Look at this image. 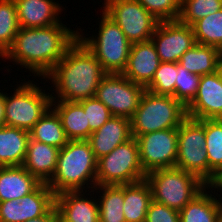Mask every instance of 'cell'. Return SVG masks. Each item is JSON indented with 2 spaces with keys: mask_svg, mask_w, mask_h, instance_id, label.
Returning a JSON list of instances; mask_svg holds the SVG:
<instances>
[{
  "mask_svg": "<svg viewBox=\"0 0 222 222\" xmlns=\"http://www.w3.org/2000/svg\"><path fill=\"white\" fill-rule=\"evenodd\" d=\"M64 23L19 28L12 46L1 57L2 61L8 60L15 67L21 66L19 69H27L30 74L27 76L44 79L78 39V28L72 30Z\"/></svg>",
  "mask_w": 222,
  "mask_h": 222,
  "instance_id": "6da1fadb",
  "label": "cell"
},
{
  "mask_svg": "<svg viewBox=\"0 0 222 222\" xmlns=\"http://www.w3.org/2000/svg\"><path fill=\"white\" fill-rule=\"evenodd\" d=\"M106 74L93 53L77 39L44 79L53 93L52 101L79 102L95 97Z\"/></svg>",
  "mask_w": 222,
  "mask_h": 222,
  "instance_id": "7a4b0ae2",
  "label": "cell"
},
{
  "mask_svg": "<svg viewBox=\"0 0 222 222\" xmlns=\"http://www.w3.org/2000/svg\"><path fill=\"white\" fill-rule=\"evenodd\" d=\"M97 158L87 140H69L60 149L55 173L47 184L55 195L96 186Z\"/></svg>",
  "mask_w": 222,
  "mask_h": 222,
  "instance_id": "3957f363",
  "label": "cell"
},
{
  "mask_svg": "<svg viewBox=\"0 0 222 222\" xmlns=\"http://www.w3.org/2000/svg\"><path fill=\"white\" fill-rule=\"evenodd\" d=\"M33 80L26 79L25 81L24 78L20 80L21 82H17V86L10 84V87H16L13 88V93L4 92V119L6 126L20 128L29 132L51 107L52 97L51 92H47L50 90L46 80L43 79L44 82H42V79H39L41 82L35 78ZM35 80L40 82L41 85L43 83L46 87L40 86V83Z\"/></svg>",
  "mask_w": 222,
  "mask_h": 222,
  "instance_id": "277c9868",
  "label": "cell"
},
{
  "mask_svg": "<svg viewBox=\"0 0 222 222\" xmlns=\"http://www.w3.org/2000/svg\"><path fill=\"white\" fill-rule=\"evenodd\" d=\"M102 12V13H101ZM98 25L92 36L84 33L78 26V39L93 53L106 73L122 74L128 62L131 42L121 28L102 10ZM87 36H85V35ZM97 34V35H96Z\"/></svg>",
  "mask_w": 222,
  "mask_h": 222,
  "instance_id": "5b68a950",
  "label": "cell"
},
{
  "mask_svg": "<svg viewBox=\"0 0 222 222\" xmlns=\"http://www.w3.org/2000/svg\"><path fill=\"white\" fill-rule=\"evenodd\" d=\"M187 118L186 107L171 95H157L145 90L131 118L132 137L178 128Z\"/></svg>",
  "mask_w": 222,
  "mask_h": 222,
  "instance_id": "8992f818",
  "label": "cell"
},
{
  "mask_svg": "<svg viewBox=\"0 0 222 222\" xmlns=\"http://www.w3.org/2000/svg\"><path fill=\"white\" fill-rule=\"evenodd\" d=\"M152 200L181 211L205 186L196 175L173 167L157 169L146 174Z\"/></svg>",
  "mask_w": 222,
  "mask_h": 222,
  "instance_id": "52a82bcc",
  "label": "cell"
},
{
  "mask_svg": "<svg viewBox=\"0 0 222 222\" xmlns=\"http://www.w3.org/2000/svg\"><path fill=\"white\" fill-rule=\"evenodd\" d=\"M145 177L135 137L118 145L97 161L96 186L132 184Z\"/></svg>",
  "mask_w": 222,
  "mask_h": 222,
  "instance_id": "ba28073f",
  "label": "cell"
},
{
  "mask_svg": "<svg viewBox=\"0 0 222 222\" xmlns=\"http://www.w3.org/2000/svg\"><path fill=\"white\" fill-rule=\"evenodd\" d=\"M204 120L187 117L178 127V152L175 167L193 173L208 185V154Z\"/></svg>",
  "mask_w": 222,
  "mask_h": 222,
  "instance_id": "9c48e42d",
  "label": "cell"
},
{
  "mask_svg": "<svg viewBox=\"0 0 222 222\" xmlns=\"http://www.w3.org/2000/svg\"><path fill=\"white\" fill-rule=\"evenodd\" d=\"M101 10L121 28L132 44L151 40L160 22L136 0H104Z\"/></svg>",
  "mask_w": 222,
  "mask_h": 222,
  "instance_id": "30bf717a",
  "label": "cell"
},
{
  "mask_svg": "<svg viewBox=\"0 0 222 222\" xmlns=\"http://www.w3.org/2000/svg\"><path fill=\"white\" fill-rule=\"evenodd\" d=\"M144 91L143 86L123 74L107 73L98 85L95 97L109 109L112 116L131 119Z\"/></svg>",
  "mask_w": 222,
  "mask_h": 222,
  "instance_id": "8fae6325",
  "label": "cell"
},
{
  "mask_svg": "<svg viewBox=\"0 0 222 222\" xmlns=\"http://www.w3.org/2000/svg\"><path fill=\"white\" fill-rule=\"evenodd\" d=\"M140 162L147 174L157 169L173 168L178 152V128L146 133L136 138Z\"/></svg>",
  "mask_w": 222,
  "mask_h": 222,
  "instance_id": "7c38bea8",
  "label": "cell"
},
{
  "mask_svg": "<svg viewBox=\"0 0 222 222\" xmlns=\"http://www.w3.org/2000/svg\"><path fill=\"white\" fill-rule=\"evenodd\" d=\"M151 40L161 62L178 63L181 56L195 44L193 28L176 21H160Z\"/></svg>",
  "mask_w": 222,
  "mask_h": 222,
  "instance_id": "4fadbf2b",
  "label": "cell"
},
{
  "mask_svg": "<svg viewBox=\"0 0 222 222\" xmlns=\"http://www.w3.org/2000/svg\"><path fill=\"white\" fill-rule=\"evenodd\" d=\"M55 208L62 222H99L94 189L61 192L55 195Z\"/></svg>",
  "mask_w": 222,
  "mask_h": 222,
  "instance_id": "5bb4252c",
  "label": "cell"
},
{
  "mask_svg": "<svg viewBox=\"0 0 222 222\" xmlns=\"http://www.w3.org/2000/svg\"><path fill=\"white\" fill-rule=\"evenodd\" d=\"M187 117L195 120L218 119L222 115V79L219 71L202 75L193 101L186 107Z\"/></svg>",
  "mask_w": 222,
  "mask_h": 222,
  "instance_id": "9a60e30c",
  "label": "cell"
},
{
  "mask_svg": "<svg viewBox=\"0 0 222 222\" xmlns=\"http://www.w3.org/2000/svg\"><path fill=\"white\" fill-rule=\"evenodd\" d=\"M161 61L152 40L131 44L128 62L122 74L146 88L152 81Z\"/></svg>",
  "mask_w": 222,
  "mask_h": 222,
  "instance_id": "2e32d148",
  "label": "cell"
},
{
  "mask_svg": "<svg viewBox=\"0 0 222 222\" xmlns=\"http://www.w3.org/2000/svg\"><path fill=\"white\" fill-rule=\"evenodd\" d=\"M20 28H38L59 24L66 10L56 0H14Z\"/></svg>",
  "mask_w": 222,
  "mask_h": 222,
  "instance_id": "e0dca14e",
  "label": "cell"
},
{
  "mask_svg": "<svg viewBox=\"0 0 222 222\" xmlns=\"http://www.w3.org/2000/svg\"><path fill=\"white\" fill-rule=\"evenodd\" d=\"M131 138V119L111 116L101 128L91 133L87 141L98 160Z\"/></svg>",
  "mask_w": 222,
  "mask_h": 222,
  "instance_id": "ac0fdd59",
  "label": "cell"
},
{
  "mask_svg": "<svg viewBox=\"0 0 222 222\" xmlns=\"http://www.w3.org/2000/svg\"><path fill=\"white\" fill-rule=\"evenodd\" d=\"M60 149L29 138L22 166L40 183L48 184L52 179Z\"/></svg>",
  "mask_w": 222,
  "mask_h": 222,
  "instance_id": "d6986e66",
  "label": "cell"
},
{
  "mask_svg": "<svg viewBox=\"0 0 222 222\" xmlns=\"http://www.w3.org/2000/svg\"><path fill=\"white\" fill-rule=\"evenodd\" d=\"M40 184L23 166L0 167V202L20 200Z\"/></svg>",
  "mask_w": 222,
  "mask_h": 222,
  "instance_id": "ffe728a7",
  "label": "cell"
},
{
  "mask_svg": "<svg viewBox=\"0 0 222 222\" xmlns=\"http://www.w3.org/2000/svg\"><path fill=\"white\" fill-rule=\"evenodd\" d=\"M215 195L206 185L179 211L180 222H220V198Z\"/></svg>",
  "mask_w": 222,
  "mask_h": 222,
  "instance_id": "44dd1931",
  "label": "cell"
},
{
  "mask_svg": "<svg viewBox=\"0 0 222 222\" xmlns=\"http://www.w3.org/2000/svg\"><path fill=\"white\" fill-rule=\"evenodd\" d=\"M29 138L26 130L0 126V167L22 166Z\"/></svg>",
  "mask_w": 222,
  "mask_h": 222,
  "instance_id": "7402d4cb",
  "label": "cell"
},
{
  "mask_svg": "<svg viewBox=\"0 0 222 222\" xmlns=\"http://www.w3.org/2000/svg\"><path fill=\"white\" fill-rule=\"evenodd\" d=\"M51 107L59 115L69 140H87L89 138L87 115L78 102L51 101Z\"/></svg>",
  "mask_w": 222,
  "mask_h": 222,
  "instance_id": "603a6c76",
  "label": "cell"
},
{
  "mask_svg": "<svg viewBox=\"0 0 222 222\" xmlns=\"http://www.w3.org/2000/svg\"><path fill=\"white\" fill-rule=\"evenodd\" d=\"M221 60L222 52L218 48L196 43L181 56L178 64L190 73L202 76L218 71Z\"/></svg>",
  "mask_w": 222,
  "mask_h": 222,
  "instance_id": "cb8c5ba5",
  "label": "cell"
},
{
  "mask_svg": "<svg viewBox=\"0 0 222 222\" xmlns=\"http://www.w3.org/2000/svg\"><path fill=\"white\" fill-rule=\"evenodd\" d=\"M152 191L149 183L142 181L124 185L123 212L126 222H145Z\"/></svg>",
  "mask_w": 222,
  "mask_h": 222,
  "instance_id": "d4e9b609",
  "label": "cell"
},
{
  "mask_svg": "<svg viewBox=\"0 0 222 222\" xmlns=\"http://www.w3.org/2000/svg\"><path fill=\"white\" fill-rule=\"evenodd\" d=\"M93 189L99 205V222H126L124 185H97Z\"/></svg>",
  "mask_w": 222,
  "mask_h": 222,
  "instance_id": "484cf974",
  "label": "cell"
},
{
  "mask_svg": "<svg viewBox=\"0 0 222 222\" xmlns=\"http://www.w3.org/2000/svg\"><path fill=\"white\" fill-rule=\"evenodd\" d=\"M29 137L48 145L63 148L69 139L62 127V122L57 112L50 107L41 119L29 131Z\"/></svg>",
  "mask_w": 222,
  "mask_h": 222,
  "instance_id": "4316f807",
  "label": "cell"
},
{
  "mask_svg": "<svg viewBox=\"0 0 222 222\" xmlns=\"http://www.w3.org/2000/svg\"><path fill=\"white\" fill-rule=\"evenodd\" d=\"M204 130L208 154V184L222 169V121L204 119Z\"/></svg>",
  "mask_w": 222,
  "mask_h": 222,
  "instance_id": "83f0119b",
  "label": "cell"
},
{
  "mask_svg": "<svg viewBox=\"0 0 222 222\" xmlns=\"http://www.w3.org/2000/svg\"><path fill=\"white\" fill-rule=\"evenodd\" d=\"M24 222L46 214L55 205V194L47 184L41 183L33 192L19 200Z\"/></svg>",
  "mask_w": 222,
  "mask_h": 222,
  "instance_id": "f1b7e54d",
  "label": "cell"
},
{
  "mask_svg": "<svg viewBox=\"0 0 222 222\" xmlns=\"http://www.w3.org/2000/svg\"><path fill=\"white\" fill-rule=\"evenodd\" d=\"M192 28L197 44L214 46L222 52V9L196 21Z\"/></svg>",
  "mask_w": 222,
  "mask_h": 222,
  "instance_id": "f546056e",
  "label": "cell"
},
{
  "mask_svg": "<svg viewBox=\"0 0 222 222\" xmlns=\"http://www.w3.org/2000/svg\"><path fill=\"white\" fill-rule=\"evenodd\" d=\"M19 28L14 0H0V58L12 46Z\"/></svg>",
  "mask_w": 222,
  "mask_h": 222,
  "instance_id": "4dcf8cb0",
  "label": "cell"
},
{
  "mask_svg": "<svg viewBox=\"0 0 222 222\" xmlns=\"http://www.w3.org/2000/svg\"><path fill=\"white\" fill-rule=\"evenodd\" d=\"M222 9V0H181L178 21L192 26L196 21Z\"/></svg>",
  "mask_w": 222,
  "mask_h": 222,
  "instance_id": "1f68e13d",
  "label": "cell"
},
{
  "mask_svg": "<svg viewBox=\"0 0 222 222\" xmlns=\"http://www.w3.org/2000/svg\"><path fill=\"white\" fill-rule=\"evenodd\" d=\"M177 73V63L161 62L151 83L145 90L157 95H171L175 98Z\"/></svg>",
  "mask_w": 222,
  "mask_h": 222,
  "instance_id": "d6a6232c",
  "label": "cell"
},
{
  "mask_svg": "<svg viewBox=\"0 0 222 222\" xmlns=\"http://www.w3.org/2000/svg\"><path fill=\"white\" fill-rule=\"evenodd\" d=\"M175 98L187 107L196 97L200 75L190 73L177 63Z\"/></svg>",
  "mask_w": 222,
  "mask_h": 222,
  "instance_id": "836d02e7",
  "label": "cell"
},
{
  "mask_svg": "<svg viewBox=\"0 0 222 222\" xmlns=\"http://www.w3.org/2000/svg\"><path fill=\"white\" fill-rule=\"evenodd\" d=\"M84 109L89 122V137L92 132L101 128L112 116L109 109L96 97L78 102Z\"/></svg>",
  "mask_w": 222,
  "mask_h": 222,
  "instance_id": "e575fe53",
  "label": "cell"
},
{
  "mask_svg": "<svg viewBox=\"0 0 222 222\" xmlns=\"http://www.w3.org/2000/svg\"><path fill=\"white\" fill-rule=\"evenodd\" d=\"M159 21H176L181 0H136Z\"/></svg>",
  "mask_w": 222,
  "mask_h": 222,
  "instance_id": "d590c367",
  "label": "cell"
},
{
  "mask_svg": "<svg viewBox=\"0 0 222 222\" xmlns=\"http://www.w3.org/2000/svg\"><path fill=\"white\" fill-rule=\"evenodd\" d=\"M145 222H180L179 211L152 200L148 207Z\"/></svg>",
  "mask_w": 222,
  "mask_h": 222,
  "instance_id": "8d00e7d4",
  "label": "cell"
},
{
  "mask_svg": "<svg viewBox=\"0 0 222 222\" xmlns=\"http://www.w3.org/2000/svg\"><path fill=\"white\" fill-rule=\"evenodd\" d=\"M0 222H24L22 204L19 200L0 202Z\"/></svg>",
  "mask_w": 222,
  "mask_h": 222,
  "instance_id": "74e56055",
  "label": "cell"
},
{
  "mask_svg": "<svg viewBox=\"0 0 222 222\" xmlns=\"http://www.w3.org/2000/svg\"><path fill=\"white\" fill-rule=\"evenodd\" d=\"M58 214L55 205L43 216L30 219L26 222H57Z\"/></svg>",
  "mask_w": 222,
  "mask_h": 222,
  "instance_id": "f35d334b",
  "label": "cell"
},
{
  "mask_svg": "<svg viewBox=\"0 0 222 222\" xmlns=\"http://www.w3.org/2000/svg\"><path fill=\"white\" fill-rule=\"evenodd\" d=\"M208 186L215 192V194L222 199V169L215 175L214 179L208 184ZM217 191V192H216ZM218 192L220 194H218Z\"/></svg>",
  "mask_w": 222,
  "mask_h": 222,
  "instance_id": "ab89813d",
  "label": "cell"
},
{
  "mask_svg": "<svg viewBox=\"0 0 222 222\" xmlns=\"http://www.w3.org/2000/svg\"><path fill=\"white\" fill-rule=\"evenodd\" d=\"M3 91H5V90L0 89V126L5 125V119H4L5 102H4V92Z\"/></svg>",
  "mask_w": 222,
  "mask_h": 222,
  "instance_id": "60d3db41",
  "label": "cell"
},
{
  "mask_svg": "<svg viewBox=\"0 0 222 222\" xmlns=\"http://www.w3.org/2000/svg\"><path fill=\"white\" fill-rule=\"evenodd\" d=\"M220 222H222V199H220Z\"/></svg>",
  "mask_w": 222,
  "mask_h": 222,
  "instance_id": "b9f144b4",
  "label": "cell"
},
{
  "mask_svg": "<svg viewBox=\"0 0 222 222\" xmlns=\"http://www.w3.org/2000/svg\"><path fill=\"white\" fill-rule=\"evenodd\" d=\"M218 71H219L220 76H221V79H222V60H221V62H220V65H219Z\"/></svg>",
  "mask_w": 222,
  "mask_h": 222,
  "instance_id": "7bdbcfd3",
  "label": "cell"
},
{
  "mask_svg": "<svg viewBox=\"0 0 222 222\" xmlns=\"http://www.w3.org/2000/svg\"><path fill=\"white\" fill-rule=\"evenodd\" d=\"M218 120L222 121V115L218 118Z\"/></svg>",
  "mask_w": 222,
  "mask_h": 222,
  "instance_id": "ee69618b",
  "label": "cell"
}]
</instances>
